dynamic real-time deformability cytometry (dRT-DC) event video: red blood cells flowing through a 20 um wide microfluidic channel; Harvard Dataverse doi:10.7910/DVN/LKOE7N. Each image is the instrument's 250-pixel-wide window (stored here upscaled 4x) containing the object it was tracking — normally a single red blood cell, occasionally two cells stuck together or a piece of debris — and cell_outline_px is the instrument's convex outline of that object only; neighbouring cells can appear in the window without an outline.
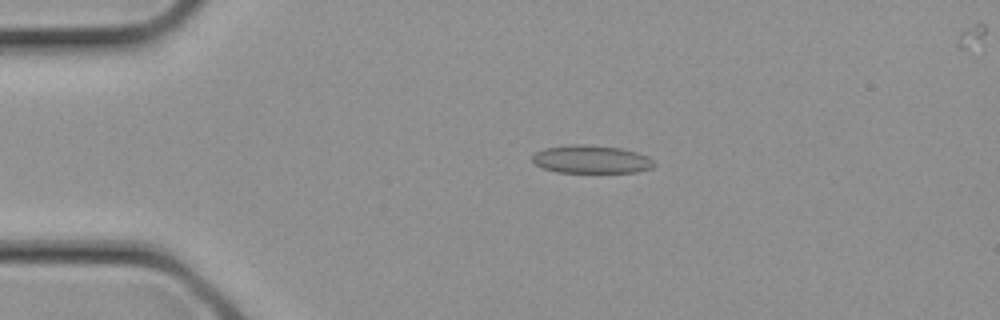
{"species": "common noctule bat (a hibernating species)", "species_latin": "Nyctalus noctula", "temperature_condition": "cold", "stored_images_in_passage": 12, "camera_frame_rate_fps": 3000, "um_per_image_px": 0.085, "animal": {"sex": "female", "body_mass_g": 21.9}, "frame": {"image": 1, "passage_image": 6, "time_ms": 1.667, "image_size_px": [1000, 320], "cell_outline_px": [[656, 164], [652, 168], [636, 172], [556, 172], [544, 168], [536, 164], [532, 160], [532, 156], [536, 152], [544, 148], [572, 144], [580, 144], [620, 148], [636, 152], [648, 156]], "centroid_in_image_um": [50.26, 13.54], "position_along_channel_um": 34.7, "area_um2": 19.77}}
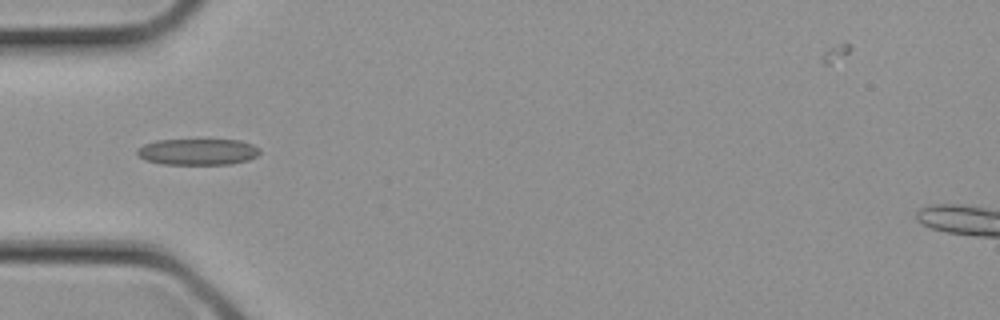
{"frame": {"image": 2, "passage_image": 9, "time_ms": 2.667, "image_size_px": [1000, 320], "cell_outline_px": [[260, 152], [256, 156], [248, 160], [232, 164], [160, 164], [144, 160], [136, 152], [136, 148], [144, 144], [156, 140], [240, 140], [252, 144], [260, 148]], "centroid_in_image_um": [16.79, 12.9], "position_along_channel_um": 68.2, "area_um2": 18.9}}
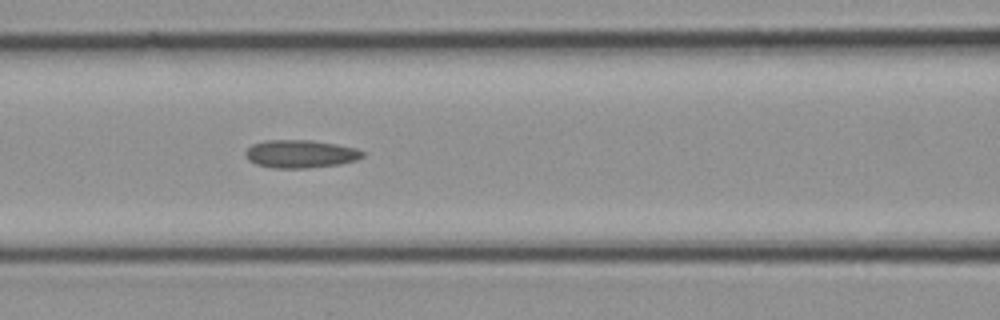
{"frame": {"image": 3, "passage_image": 12, "time_ms": 3.667, "image_size_px": [1000, 320], "cell_outline_px": [[364, 156], [356, 160], [340, 164], [308, 168], [272, 168], [256, 164], [248, 160], [244, 156], [244, 152], [252, 144], [264, 140], [312, 140], [336, 144], [356, 148], [364, 152]], "centroid_in_image_um": [25.51, 13.08], "position_along_channel_um": 141.1, "area_um2": 19.25}}